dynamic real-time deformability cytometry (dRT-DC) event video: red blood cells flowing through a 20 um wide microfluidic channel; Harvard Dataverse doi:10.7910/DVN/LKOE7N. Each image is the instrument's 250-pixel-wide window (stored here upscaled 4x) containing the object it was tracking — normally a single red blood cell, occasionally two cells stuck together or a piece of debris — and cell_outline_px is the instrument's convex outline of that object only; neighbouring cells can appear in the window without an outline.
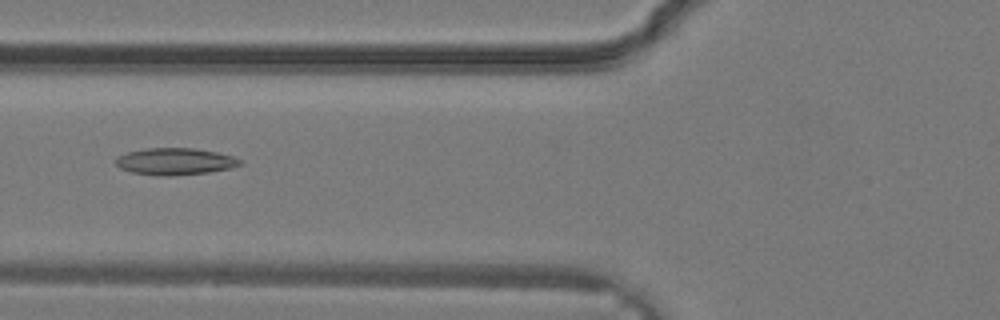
{"species": "common noctule bat (a hibernating species)", "species_latin": "Nyctalus noctula", "temperature_condition": "warm", "stored_images_in_passage": 29, "camera_frame_rate_fps": 3000, "um_per_image_px": 0.085, "animal": {"sex": "male", "body_mass_g": 19.2, "forearm_length_mm": 51.8}, "frame": {"image": 1, "passage_image": 9, "time_ms": 2.667, "image_size_px": [1000, 320], "cell_outline_px": [[244, 164], [232, 168], [208, 172], [168, 176], [164, 176], [132, 172], [120, 168], [116, 164], [116, 156], [128, 152], [144, 148], [196, 148], [216, 152], [232, 156], [244, 160]], "centroid_in_image_um": [14.92, 13.71], "position_along_channel_um": 110.9, "area_um2": 19.54}}
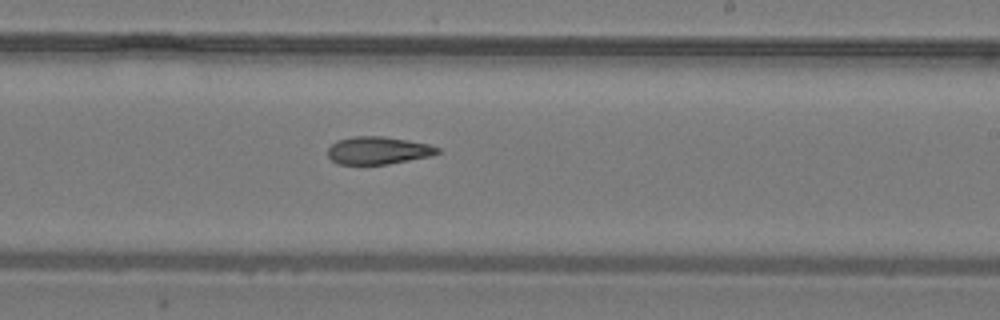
{"frame": {"image": 2, "passage_image": 16, "time_ms": 5.0, "image_size_px": [1000, 320], "cell_outline_px": [[440, 152], [432, 156], [388, 164], [336, 164], [328, 156], [328, 148], [336, 140], [352, 136], [380, 136], [408, 140], [428, 144], [440, 148]], "centroid_in_image_um": [32.13, 12.79], "position_along_channel_um": 256.9, "area_um2": 17.74}}
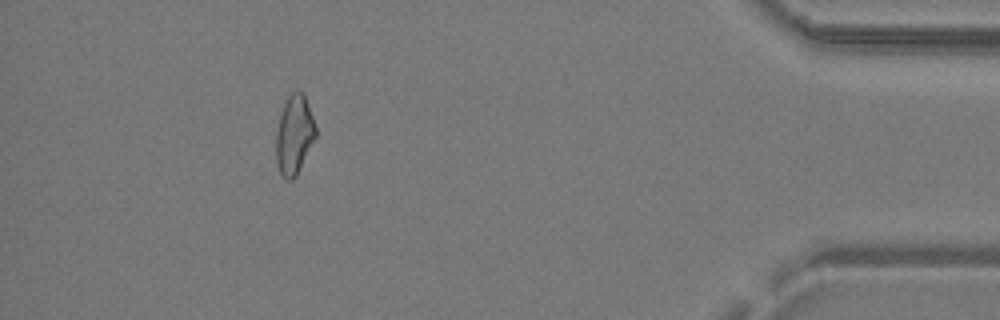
{"frame": {"image": 3, "passage_image": 26, "time_ms": 8.333, "image_size_px": [1000, 320], "cell_outline_px": [[316, 136], [296, 176], [292, 180], [284, 180], [280, 176], [276, 164], [276, 132], [280, 116], [284, 104], [288, 96], [292, 92], [304, 92], [316, 128]], "centroid_in_image_um": [24.99, 11.5], "position_along_channel_um": 410.2, "area_um2": 18.26}}